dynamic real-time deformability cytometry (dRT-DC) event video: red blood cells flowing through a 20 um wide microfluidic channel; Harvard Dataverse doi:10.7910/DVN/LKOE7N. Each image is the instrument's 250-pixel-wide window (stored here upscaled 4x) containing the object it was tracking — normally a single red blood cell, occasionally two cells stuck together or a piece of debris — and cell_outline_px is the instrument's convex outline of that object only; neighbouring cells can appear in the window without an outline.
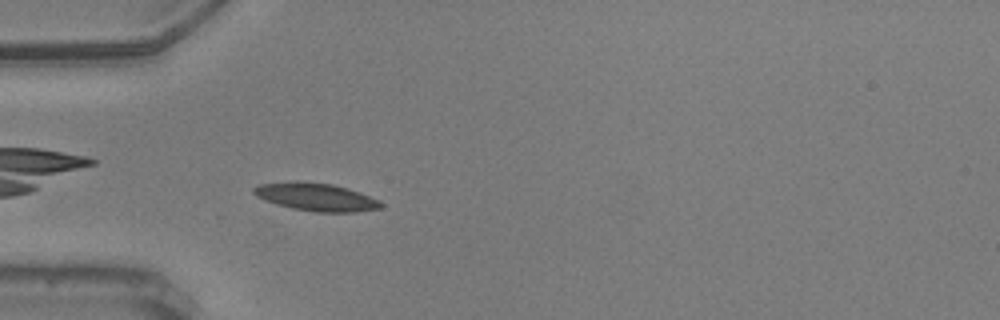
{"species": "common noctule bat (a hibernating species)", "species_latin": "Nyctalus noctula", "temperature_condition": "warm", "stored_images_in_passage": 44, "camera_frame_rate_fps": 3000, "um_per_image_px": 0.085, "animal": {"sex": "male", "body_mass_g": 20.5, "forearm_length_mm": 52.5}, "frame": {"image": 1, "passage_image": 5, "time_ms": 1.333, "image_size_px": [1000, 320], "cell_outline_px": [[384, 204], [380, 208], [356, 212], [316, 212], [292, 208], [276, 204], [264, 200], [256, 196], [252, 192], [252, 188], [260, 184], [296, 180], [300, 180], [332, 184], [348, 188], [360, 192], [380, 200]], "centroid_in_image_um": [26.85, 16.73], "position_along_channel_um": 58.1, "area_um2": 20.92}}
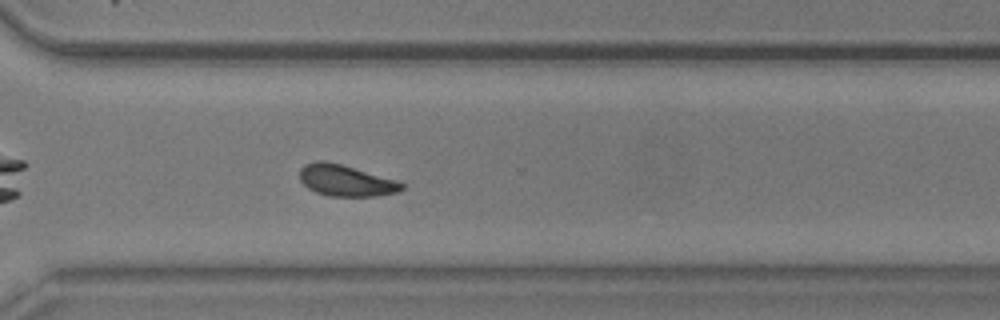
{"frame": {"image": 2, "passage_image": 29, "time_ms": 9.333, "image_size_px": [1000, 320], "cell_outline_px": [[404, 188], [400, 196], [328, 196], [316, 192], [308, 188], [300, 180], [300, 168], [304, 164], [316, 160], [324, 160], [340, 164], [400, 180], [404, 184]], "centroid_in_image_um": [29.51, 15.37], "position_along_channel_um": 341.1, "area_um2": 19.31}}
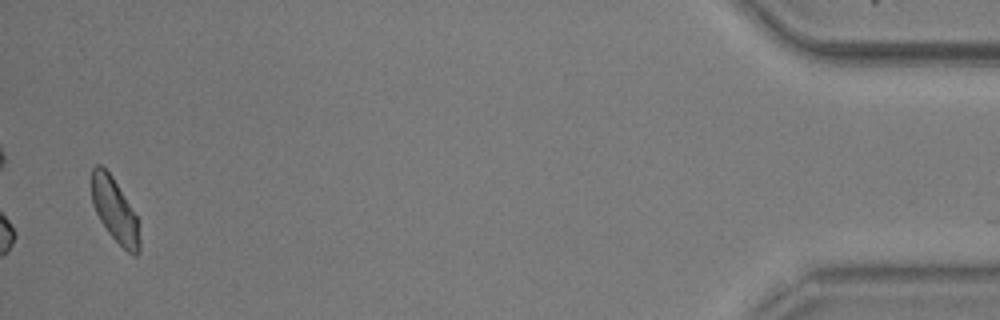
{"frame": {"image": 3, "passage_image": 43, "time_ms": 14.0, "image_size_px": [1000, 320], "cell_outline_px": [[140, 252], [136, 256], [132, 256], [108, 232], [100, 220], [92, 204], [92, 168], [96, 164], [100, 164], [112, 176], [136, 216], [140, 240]], "centroid_in_image_um": [9.75, 17.89], "position_along_channel_um": 425.4, "area_um2": 17.51}, "authors_computed_cell_mechanics": {"area_um2": 18.9873, "velocity_mm_per_s": 3.5906, "shape_relaxation_time_tau1_ms": 3.5316, "shape_relaxation_time_tau2_ms": 3.0564, "deformation_change_tau1": 0.0949, "deformation_change_tau2": 0.0795}}